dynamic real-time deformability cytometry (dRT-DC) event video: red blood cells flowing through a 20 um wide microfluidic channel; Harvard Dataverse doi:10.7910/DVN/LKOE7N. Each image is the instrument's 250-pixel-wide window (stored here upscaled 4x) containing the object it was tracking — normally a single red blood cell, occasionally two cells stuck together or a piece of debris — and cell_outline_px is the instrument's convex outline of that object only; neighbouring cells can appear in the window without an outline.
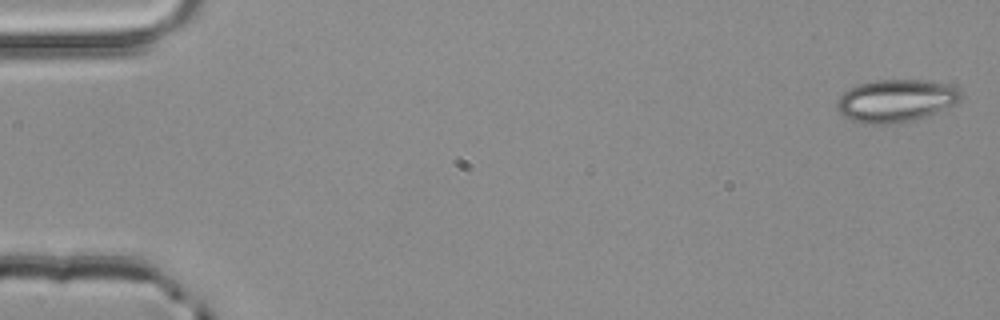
{"species": "common noctule bat (a hibernating species)", "species_latin": "Nyctalus noctula", "temperature_condition": "room temperature", "stored_images_in_passage": 4, "camera_frame_rate_fps": 3000, "um_per_image_px": 0.085, "animal": {"sex": "male", "body_mass_g": 20.4}, "frame": {"image": 1, "passage_image": 1, "time_ms": 0.0, "image_size_px": [1000, 320], "cell_outline_px": [[960, 100], [936, 112], [912, 120], [892, 124], [864, 124], [852, 120], [844, 116], [840, 112], [836, 104], [836, 100], [848, 88], [856, 84], [876, 80], [928, 80], [948, 84], [956, 88], [960, 92]], "centroid_in_image_um": [76.09, 8.55], "position_along_channel_um": 8.9, "area_um2": 30.58}}